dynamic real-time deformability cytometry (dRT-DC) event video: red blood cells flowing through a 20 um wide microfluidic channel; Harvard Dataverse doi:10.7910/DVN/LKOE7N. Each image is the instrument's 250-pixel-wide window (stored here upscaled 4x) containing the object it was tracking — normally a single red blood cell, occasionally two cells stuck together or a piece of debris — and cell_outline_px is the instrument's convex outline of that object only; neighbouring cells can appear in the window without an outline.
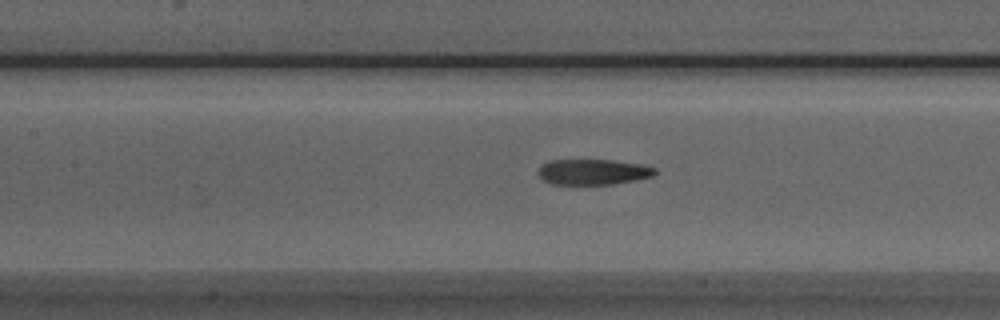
{"species": "Egyptian fruit bat (a non-hibernating species)", "species_latin": "Rousettus aegyptiacus", "temperature_condition": "room temperature", "stored_images_in_passage": 41, "camera_frame_rate_fps": 3000, "um_per_image_px": 0.085, "animal": {"sex": "male"}, "frame": {"image": 1, "passage_image": 23, "time_ms": 7.333, "image_size_px": [1000, 320], "cell_outline_px": [[656, 172], [652, 176], [636, 180], [612, 184], [552, 184], [544, 180], [540, 176], [540, 168], [544, 164], [552, 160], [612, 160], [640, 164], [656, 168]], "centroid_in_image_um": [50.45, 14.61], "position_along_channel_um": 156.9, "area_um2": 17.11}}
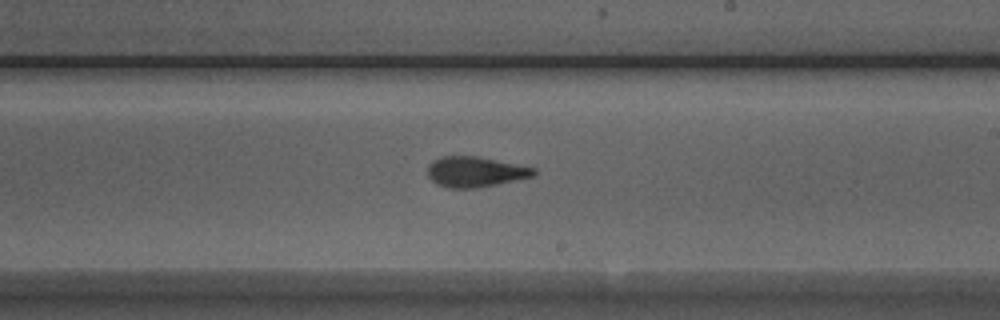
{"frame": {"image": 2, "passage_image": 30, "time_ms": 9.667, "image_size_px": [1000, 320], "cell_outline_px": [[536, 172], [532, 176], [496, 184], [476, 188], [448, 188], [436, 184], [428, 176], [428, 164], [432, 160], [440, 156], [476, 156], [536, 168]], "centroid_in_image_um": [40.34, 14.6], "position_along_channel_um": 248.7, "area_um2": 18.67}}
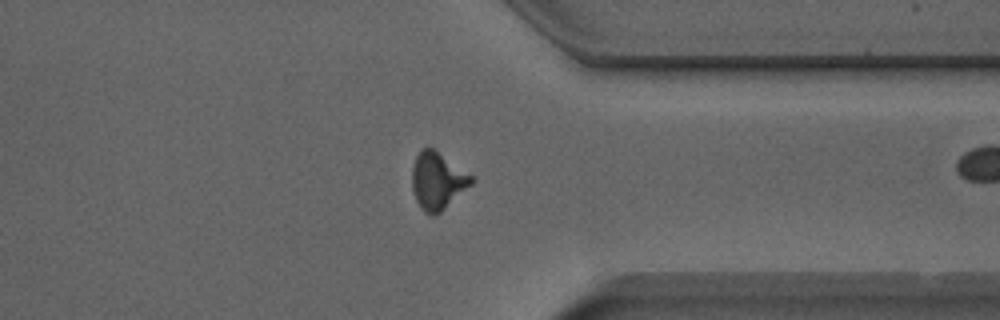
{"frame": {"image": 3, "passage_image": 40, "time_ms": 13.0, "image_size_px": [1000, 320], "cell_outline_px": [[476, 180], [472, 184], [436, 216], [432, 216], [424, 212], [420, 208], [416, 200], [412, 188], [412, 168], [416, 156], [424, 148], [432, 148], [472, 176]], "centroid_in_image_um": [37.18, 15.41], "position_along_channel_um": 374.2, "area_um2": 19.48}}